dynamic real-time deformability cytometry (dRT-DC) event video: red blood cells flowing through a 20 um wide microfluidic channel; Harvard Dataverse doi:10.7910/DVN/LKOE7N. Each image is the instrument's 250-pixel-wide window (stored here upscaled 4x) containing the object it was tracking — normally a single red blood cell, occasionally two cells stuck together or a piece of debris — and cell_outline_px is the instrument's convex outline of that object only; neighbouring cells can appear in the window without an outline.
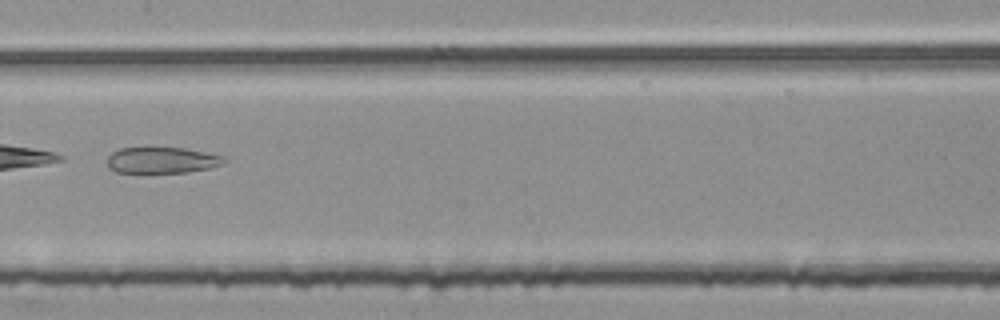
{"species": "common noctule bat (a hibernating species)", "species_latin": "Nyctalus noctula", "temperature_condition": "room temperature", "stored_images_in_passage": 8, "camera_frame_rate_fps": 3000, "um_per_image_px": 0.085, "animal": {"sex": "female", "body_mass_g": 25.1}, "frame": {"image": 1, "passage_image": 8, "time_ms": 2.333, "image_size_px": [1000, 320], "cell_outline_px": [[228, 160], [220, 164], [208, 168], [188, 172], [116, 172], [108, 168], [108, 156], [112, 152], [120, 148], [184, 148], [224, 156]], "centroid_in_image_um": [13.75, 13.61], "position_along_channel_um": 193.7, "area_um2": 17.57}}